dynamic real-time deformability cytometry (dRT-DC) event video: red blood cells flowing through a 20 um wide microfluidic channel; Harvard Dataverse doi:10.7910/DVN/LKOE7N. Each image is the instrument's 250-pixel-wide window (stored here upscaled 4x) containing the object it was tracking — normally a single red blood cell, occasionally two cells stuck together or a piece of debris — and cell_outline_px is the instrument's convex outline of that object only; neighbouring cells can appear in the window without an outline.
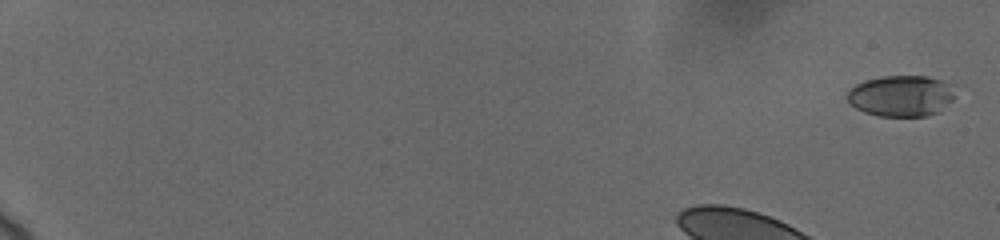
{"species": "human", "species_latin": "Homo sapiens", "temperature_condition": "cold", "stored_images_in_passage": 49, "camera_frame_rate_fps": 3000, "um_per_image_px": 0.085, "donor": {"sex": "female"}, "frame": {"image": 1, "passage_image": 1, "time_ms": 0.0, "image_size_px": [1000, 240], "cell_outline_px": [[952, 100], [940, 112], [928, 116], [880, 116], [864, 112], [856, 108], [848, 100], [848, 92], [856, 84], [864, 80], [884, 76], [928, 76], [952, 84]], "centroid_in_image_um": [76.61, 8.15], "position_along_channel_um": 8.4, "area_um2": 25.72}}
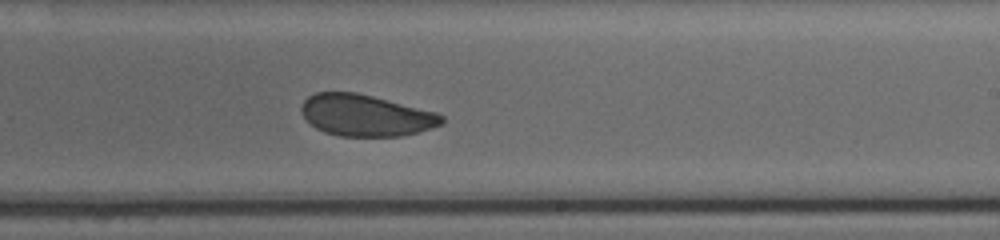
{"frame": {"image": 2, "passage_image": 28, "time_ms": 10.667, "image_size_px": [1000, 240], "cell_outline_px": [[444, 124], [416, 132], [400, 136], [340, 136], [324, 132], [316, 128], [300, 112], [300, 108], [304, 100], [308, 96], [316, 92], [356, 92], [436, 112], [444, 116]], "centroid_in_image_um": [31.07, 9.8], "position_along_channel_um": 257.9, "area_um2": 33.81}}
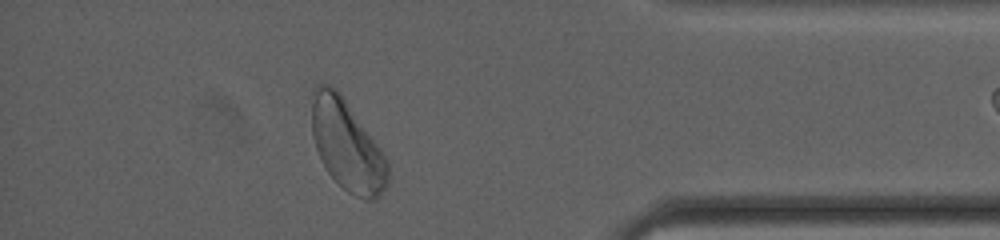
{"frame": {"image": 3, "passage_image": 43, "time_ms": 15.333, "image_size_px": [1000, 240], "cell_outline_px": [[388, 184], [376, 200], [364, 200], [348, 192], [328, 172], [316, 148], [312, 136], [312, 88], [316, 84], [328, 84], [336, 88], [340, 92], [380, 148], [388, 160]], "centroid_in_image_um": [29.5, 12.34], "position_along_channel_um": 405.7, "area_um2": 40.0}, "authors_computed_cell_mechanics": {"area_um2": 35.0268, "velocity_mm_per_s": 3.6589, "shape_relaxation_time_tau1_ms": 4.0428, "shape_relaxation_time_tau2_ms": 1.6318, "deformation_change_tau1": 0.0976, "deformation_change_tau2": 0.0751}}